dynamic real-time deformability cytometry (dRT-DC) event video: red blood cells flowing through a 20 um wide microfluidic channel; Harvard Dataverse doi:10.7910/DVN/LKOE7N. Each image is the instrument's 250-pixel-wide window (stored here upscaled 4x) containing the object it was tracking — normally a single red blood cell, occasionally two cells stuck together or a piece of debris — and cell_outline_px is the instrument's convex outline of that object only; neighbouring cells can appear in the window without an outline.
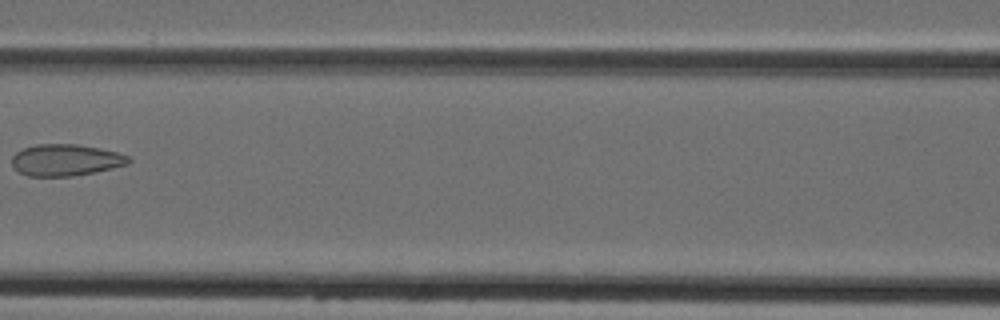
{"species": "Egyptian fruit bat (a non-hibernating species)", "species_latin": "Rousettus aegyptiacus", "temperature_condition": "cold", "stored_images_in_passage": 8, "camera_frame_rate_fps": 3000, "um_per_image_px": 0.085, "animal": {"sex": "female"}, "frame": {"image": 1, "passage_image": 7, "time_ms": 8.333, "image_size_px": [1000, 320], "cell_outline_px": [[132, 160], [128, 164], [96, 172], [72, 176], [28, 176], [12, 168], [12, 156], [16, 152], [24, 148], [36, 144], [76, 144], [100, 148], [116, 152], [128, 156]], "centroid_in_image_um": [5.57, 13.6], "position_along_channel_um": 161.0, "area_um2": 21.56}}
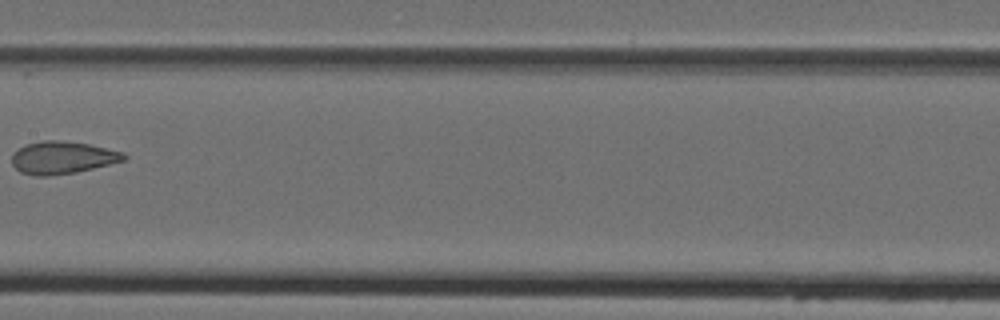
{"frame": {"image": 2, "passage_image": 8, "time_ms": 9.333, "image_size_px": [1000, 320], "cell_outline_px": [[128, 156], [124, 160], [76, 172], [48, 176], [36, 176], [20, 172], [12, 164], [12, 156], [20, 148], [28, 144], [44, 140], [56, 140], [88, 144], [124, 152]], "centroid_in_image_um": [5.31, 13.4], "position_along_channel_um": 202.1, "area_um2": 20.87}}